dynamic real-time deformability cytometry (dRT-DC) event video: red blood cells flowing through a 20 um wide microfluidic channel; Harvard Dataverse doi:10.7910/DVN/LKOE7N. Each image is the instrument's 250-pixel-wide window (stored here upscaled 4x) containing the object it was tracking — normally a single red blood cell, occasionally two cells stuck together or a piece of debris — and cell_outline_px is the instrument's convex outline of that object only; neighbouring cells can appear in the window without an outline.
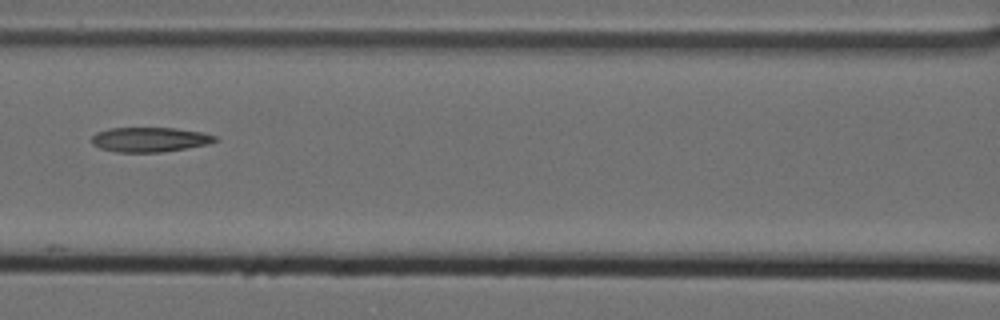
{"species": "Egyptian fruit bat (a non-hibernating species)", "species_latin": "Rousettus aegyptiacus", "temperature_condition": "cold", "stored_images_in_passage": 9, "camera_frame_rate_fps": 3000, "um_per_image_px": 0.085, "animal": {"sex": "female"}, "frame": {"image": 1, "passage_image": 6, "time_ms": 1.667, "image_size_px": [1000, 320], "cell_outline_px": [[220, 140], [208, 144], [160, 152], [116, 152], [100, 148], [92, 144], [92, 136], [96, 132], [108, 128], [176, 128], [204, 132], [216, 136]], "centroid_in_image_um": [12.74, 11.85], "position_along_channel_um": 153.9, "area_um2": 17.8}}
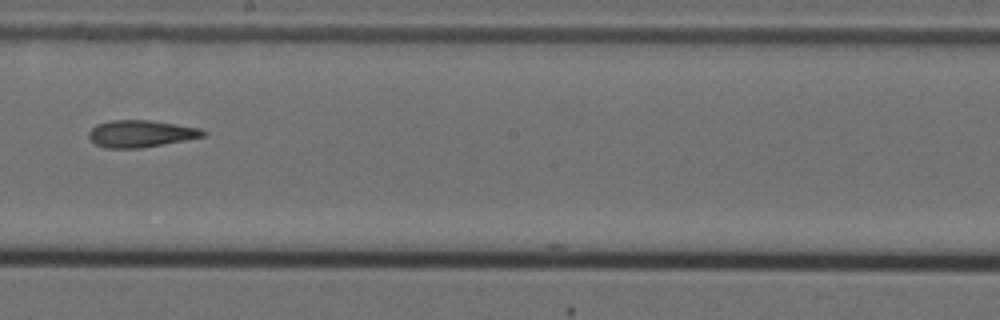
{"frame": {"image": 2, "passage_image": 8, "time_ms": 2.333, "image_size_px": [1000, 320], "cell_outline_px": [[208, 132], [204, 136], [184, 140], [140, 148], [104, 148], [96, 144], [88, 136], [88, 132], [96, 124], [112, 120], [152, 120], [200, 128]], "centroid_in_image_um": [11.96, 11.35], "position_along_channel_um": 236.2, "area_um2": 17.92}}
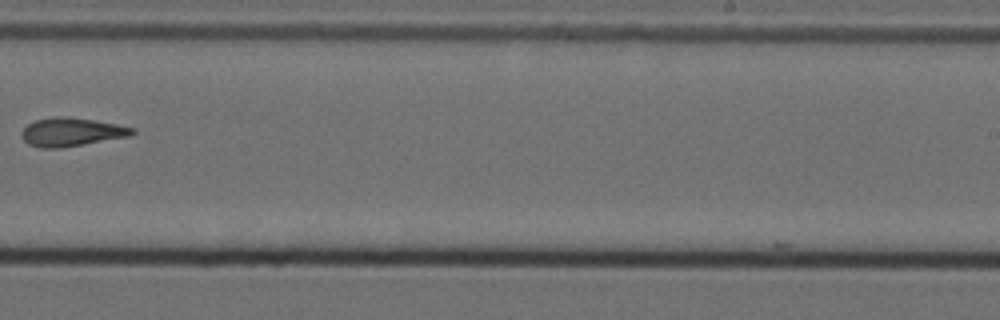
{"frame": {"image": 3, "passage_image": 9, "time_ms": 2.667, "image_size_px": [1000, 320], "cell_outline_px": [[136, 132], [132, 136], [60, 148], [40, 148], [28, 144], [24, 140], [20, 132], [28, 124], [36, 120], [56, 116], [68, 116], [116, 124], [136, 128]], "centroid_in_image_um": [6.09, 11.22], "position_along_channel_um": 282.9, "area_um2": 18.44}}